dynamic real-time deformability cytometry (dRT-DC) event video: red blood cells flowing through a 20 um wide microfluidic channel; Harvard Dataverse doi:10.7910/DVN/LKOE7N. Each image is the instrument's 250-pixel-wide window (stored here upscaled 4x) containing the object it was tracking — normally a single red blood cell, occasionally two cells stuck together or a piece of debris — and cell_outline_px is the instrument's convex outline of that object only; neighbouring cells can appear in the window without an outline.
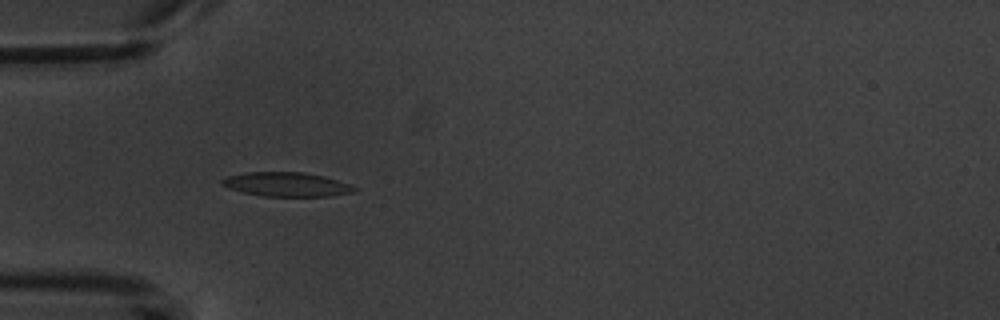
{"species": "common noctule bat (a hibernating species)", "species_latin": "Nyctalus noctula", "temperature_condition": "warm", "stored_images_in_passage": 4, "camera_frame_rate_fps": 3000, "um_per_image_px": 0.085, "animal": {"sex": "male", "body_mass_g": 20.1, "forearm_length_mm": 53.5}, "frame": {"image": 1, "passage_image": 1, "time_ms": 0.0, "image_size_px": [1000, 320], "cell_outline_px": [[360, 188], [356, 192], [332, 196], [264, 196], [240, 192], [228, 188], [220, 184], [220, 180], [228, 176], [244, 172], [304, 172], [324, 176]], "centroid_in_image_um": [24.35, 15.67], "position_along_channel_um": 60.6, "area_um2": 18.84}}
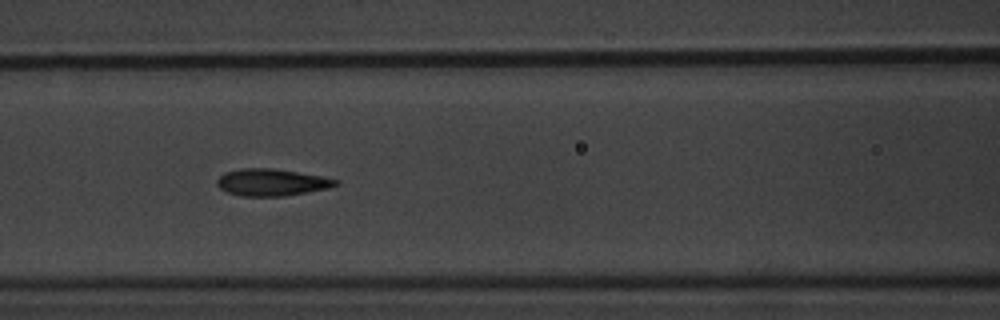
{"frame": {"image": 2, "passage_image": 3, "time_ms": 2.333, "image_size_px": [1000, 320], "cell_outline_px": [[340, 184], [328, 188], [284, 196], [240, 196], [228, 192], [220, 188], [216, 184], [216, 180], [224, 172], [240, 168], [272, 168], [320, 176], [340, 180]], "centroid_in_image_um": [23.07, 15.49], "position_along_channel_um": 143.5, "area_um2": 18.61}}